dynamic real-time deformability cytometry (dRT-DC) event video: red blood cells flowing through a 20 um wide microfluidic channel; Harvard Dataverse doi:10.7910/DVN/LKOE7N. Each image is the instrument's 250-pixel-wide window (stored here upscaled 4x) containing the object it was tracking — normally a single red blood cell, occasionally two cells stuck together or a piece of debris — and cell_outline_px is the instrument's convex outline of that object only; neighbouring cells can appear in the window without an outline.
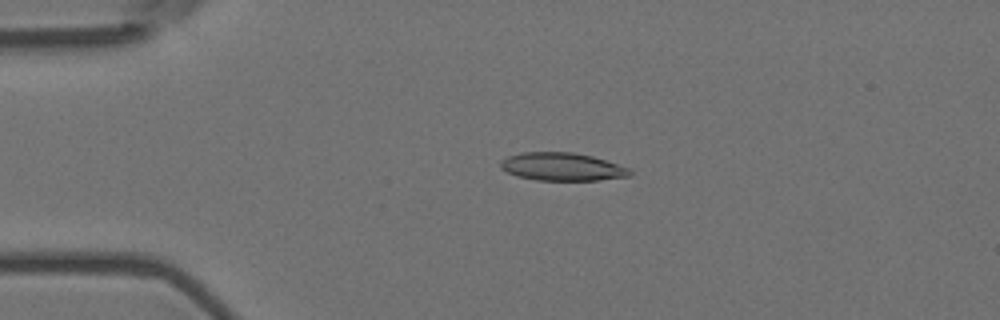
{"species": "Egyptian fruit bat (a non-hibernating species)", "species_latin": "Rousettus aegyptiacus", "temperature_condition": "room temperature", "stored_images_in_passage": 4, "camera_frame_rate_fps": 3000, "um_per_image_px": 0.085, "animal": {"sex": "female"}, "frame": {"image": 1, "passage_image": 3, "time_ms": 0.667, "image_size_px": [1000, 320], "cell_outline_px": [[632, 176], [600, 180], [536, 180], [516, 176], [500, 168], [500, 160], [508, 156], [520, 152], [572, 152], [592, 156], [632, 168]], "centroid_in_image_um": [47.8, 14.17], "position_along_channel_um": 37.2, "area_um2": 21.33}}